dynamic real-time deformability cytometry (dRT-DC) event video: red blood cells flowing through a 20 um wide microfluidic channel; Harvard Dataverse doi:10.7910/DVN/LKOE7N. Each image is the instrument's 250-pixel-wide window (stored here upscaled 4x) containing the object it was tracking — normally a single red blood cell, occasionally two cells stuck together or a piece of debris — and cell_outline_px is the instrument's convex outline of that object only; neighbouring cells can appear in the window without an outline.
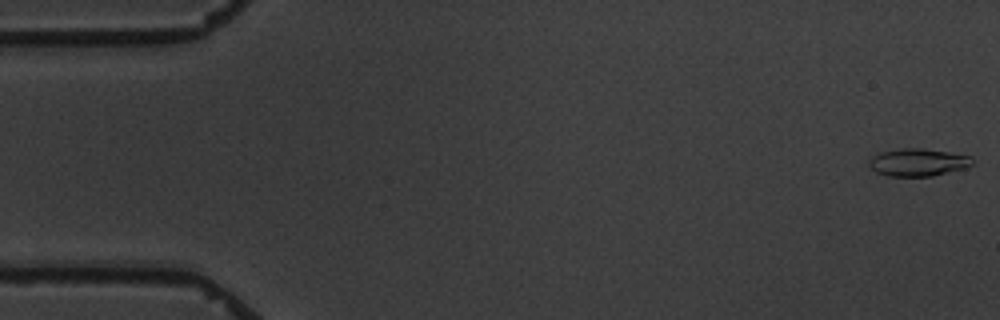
{"species": "common noctule bat (a hibernating species)", "species_latin": "Nyctalus noctula", "temperature_condition": "warm", "stored_images_in_passage": 7, "camera_frame_rate_fps": 3000, "um_per_image_px": 0.085, "animal": {"sex": "male", "body_mass_g": 19.5, "forearm_length_mm": 54.6}, "frame": {"image": 1, "passage_image": 1, "time_ms": 0.0, "image_size_px": [1000, 320], "cell_outline_px": [[972, 164], [968, 168], [932, 176], [888, 176], [876, 172], [868, 164], [868, 160], [872, 156], [880, 152], [904, 148], [924, 148], [972, 156]], "centroid_in_image_um": [78.04, 13.8], "position_along_channel_um": 7.0, "area_um2": 16.7}}
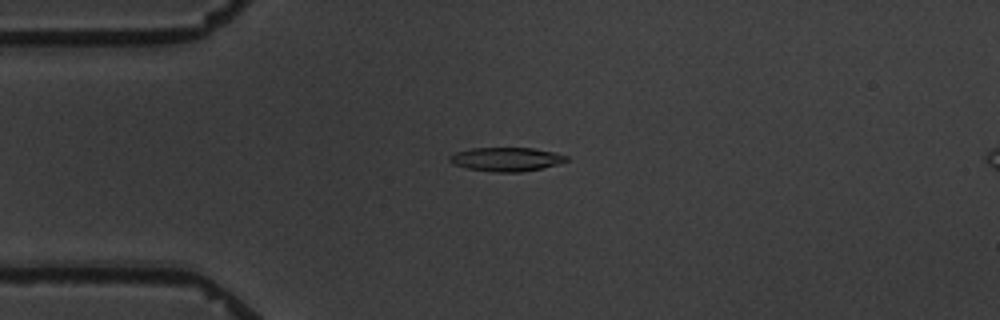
{"frame": {"image": 2, "passage_image": 5, "time_ms": 4.333, "image_size_px": [1000, 320], "cell_outline_px": [[568, 160], [556, 164], [540, 168], [520, 172], [496, 172], [468, 168], [452, 164], [448, 160], [448, 156], [456, 152], [472, 148], [532, 148], [556, 152], [568, 156]], "centroid_in_image_um": [43.01, 13.53], "position_along_channel_um": 42.0, "area_um2": 16.13}}
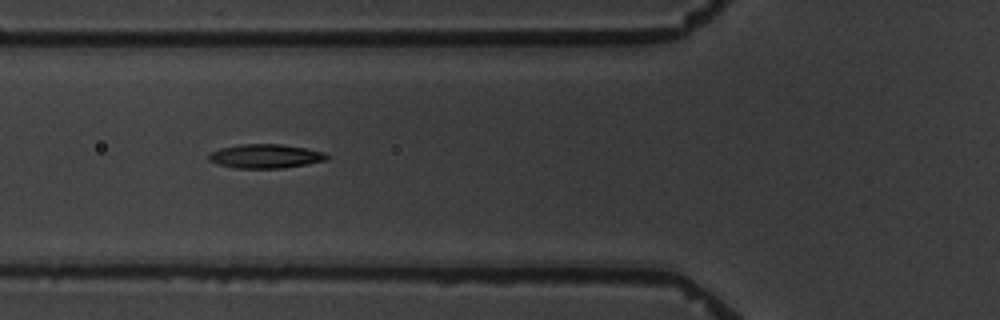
{"frame": {"image": 3, "passage_image": 7, "time_ms": 6.667, "image_size_px": [1000, 320], "cell_outline_px": [[332, 156], [328, 160], [284, 168], [236, 168], [220, 164], [208, 160], [208, 152], [220, 148], [240, 144], [280, 144], [304, 148], [324, 152]], "centroid_in_image_um": [22.58, 13.27], "position_along_channel_um": 103.2, "area_um2": 16.59}}